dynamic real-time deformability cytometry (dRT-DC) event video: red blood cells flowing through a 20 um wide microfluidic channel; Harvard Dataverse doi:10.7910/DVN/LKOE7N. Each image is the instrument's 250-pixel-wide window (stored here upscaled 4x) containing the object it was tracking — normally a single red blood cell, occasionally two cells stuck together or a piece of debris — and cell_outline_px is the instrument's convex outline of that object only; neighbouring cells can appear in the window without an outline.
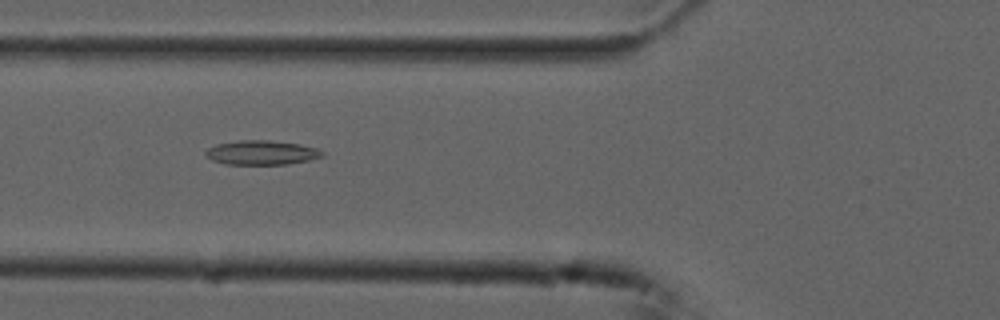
{"species": "common noctule bat (a hibernating species)", "species_latin": "Nyctalus noctula", "temperature_condition": "cold", "stored_images_in_passage": 54, "camera_frame_rate_fps": 3000, "um_per_image_px": 0.085, "animal": {"sex": "male", "forearm_length_mm": 52.5}, "frame": {"image": 1, "passage_image": 20, "time_ms": 6.333, "image_size_px": [1000, 320], "cell_outline_px": [[324, 156], [308, 160], [288, 164], [224, 164], [212, 160], [204, 152], [208, 148], [216, 144], [240, 140], [268, 140], [300, 144], [316, 148], [324, 152]], "centroid_in_image_um": [22.24, 12.97], "position_along_channel_um": 103.6, "area_um2": 16.47}}
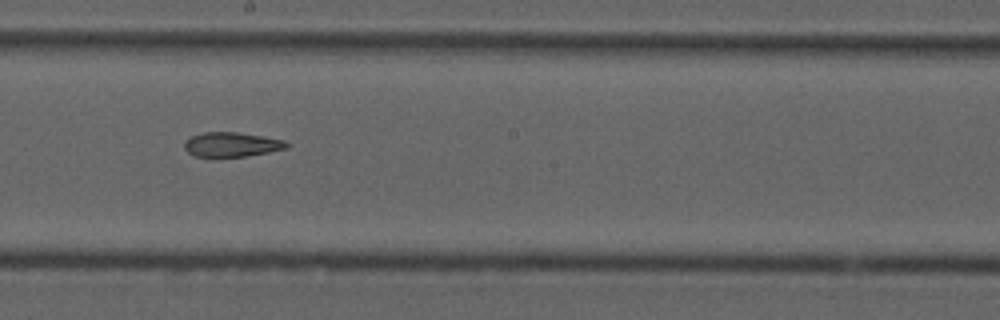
{"frame": {"image": 2, "passage_image": 30, "time_ms": 9.667, "image_size_px": [1000, 320], "cell_outline_px": [[288, 148], [268, 152], [244, 156], [192, 156], [184, 148], [184, 144], [192, 136], [204, 132], [236, 132], [284, 140], [288, 144]], "centroid_in_image_um": [19.68, 12.28], "position_along_channel_um": 228.5, "area_um2": 14.28}}
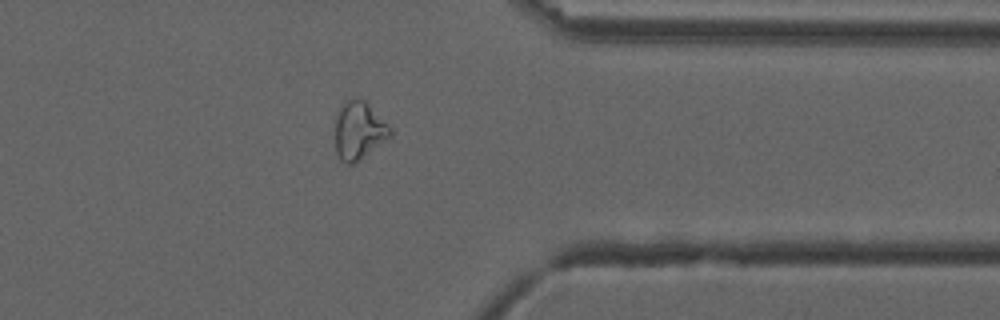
{"frame": {"image": 3, "passage_image": 43, "time_ms": 14.0, "image_size_px": [1000, 320], "cell_outline_px": [[392, 136], [356, 164], [348, 164], [340, 160], [336, 152], [336, 116], [340, 108], [348, 100], [364, 100], [392, 128]], "centroid_in_image_um": [30.53, 11.16], "position_along_channel_um": 380.9, "area_um2": 18.5}, "authors_computed_cell_mechanics": {"area_um2": 17.7446, "velocity_mm_per_s": 3.7403, "shape_relaxation_time_tau1_ms": null, "shape_relaxation_time_tau2_ms": 9.0931, "deformation_change_tau1": null, "deformation_change_tau2": 0.187}}